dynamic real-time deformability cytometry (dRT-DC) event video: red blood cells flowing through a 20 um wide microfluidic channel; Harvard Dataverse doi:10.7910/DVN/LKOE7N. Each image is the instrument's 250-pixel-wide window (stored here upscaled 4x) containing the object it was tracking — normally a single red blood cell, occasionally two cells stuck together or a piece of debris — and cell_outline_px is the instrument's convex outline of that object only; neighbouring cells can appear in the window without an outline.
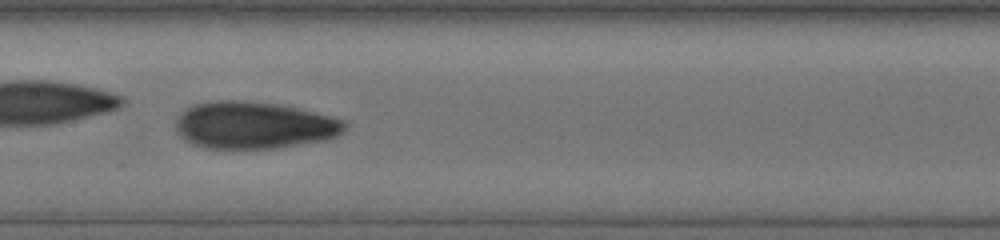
{"species": "human", "species_latin": "Homo sapiens", "temperature_condition": "cold", "stored_images_in_passage": 35, "camera_frame_rate_fps": 3000, "um_per_image_px": 0.085, "donor": {"sex": "male"}, "frame": {"image": 1, "passage_image": 11, "time_ms": 3.333, "image_size_px": [1000, 240], "cell_outline_px": [[348, 128], [344, 132], [336, 136], [324, 140], [276, 148], [204, 148], [192, 144], [184, 140], [176, 132], [176, 116], [188, 108], [196, 104], [216, 100], [244, 100], [276, 104], [296, 108], [332, 116], [348, 120]], "centroid_in_image_um": [21.6, 10.64], "position_along_channel_um": 185.8, "area_um2": 46.64}, "authors_computed_cell_mechanics": {"area_um2": 44.8528, "velocity_mm_per_s": 3.7585, "shape_relaxation_time_tau1_ms": 6.7303, "shape_relaxation_time_tau2_ms": 1.329, "deformation_change_tau1": 0.2166, "deformation_change_tau2": 0.0643}}